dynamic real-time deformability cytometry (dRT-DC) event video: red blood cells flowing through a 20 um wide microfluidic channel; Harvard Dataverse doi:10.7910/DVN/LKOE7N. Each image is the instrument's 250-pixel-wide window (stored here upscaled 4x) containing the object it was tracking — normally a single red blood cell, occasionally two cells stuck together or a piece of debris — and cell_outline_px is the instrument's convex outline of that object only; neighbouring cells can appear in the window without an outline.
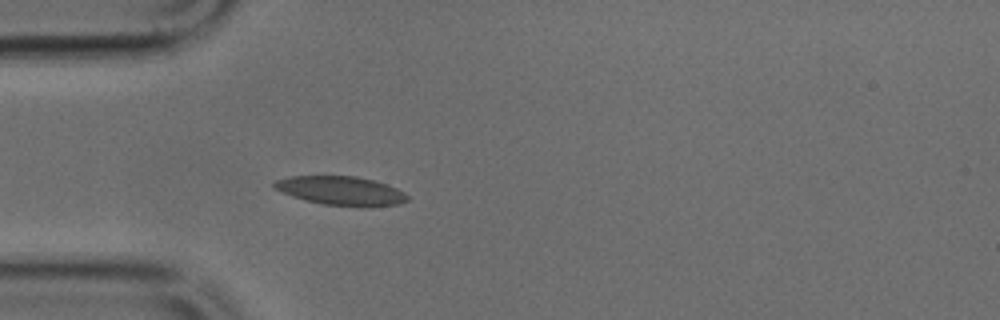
{"species": "common noctule bat (a hibernating species)", "species_latin": "Nyctalus noctula", "temperature_condition": "cold", "stored_images_in_passage": 18, "camera_frame_rate_fps": 3000, "um_per_image_px": 0.085, "animal": {"sex": "male", "body_mass_g": 17.9, "forearm_length_mm": 54.2}, "frame": {"image": 1, "passage_image": 8, "time_ms": 2.333, "image_size_px": [1000, 320], "cell_outline_px": [[408, 200], [400, 204], [364, 208], [324, 204], [304, 200], [292, 196], [276, 188], [272, 184], [276, 180], [288, 176], [356, 176], [372, 180], [396, 188], [404, 192], [408, 196]], "centroid_in_image_um": [29.01, 16.23], "position_along_channel_um": 56.0, "area_um2": 22.48}}
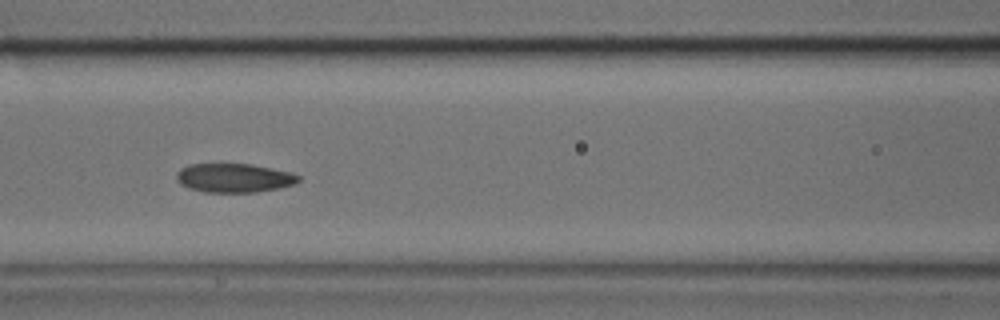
{"frame": {"image": 2, "passage_image": 15, "time_ms": 4.667, "image_size_px": [1000, 320], "cell_outline_px": [[300, 180], [296, 184], [280, 188], [256, 192], [204, 192], [188, 188], [180, 184], [176, 180], [176, 172], [180, 168], [188, 164], [252, 164], [292, 172], [300, 176]], "centroid_in_image_um": [19.9, 15.12], "position_along_channel_um": 146.7, "area_um2": 20.87}}